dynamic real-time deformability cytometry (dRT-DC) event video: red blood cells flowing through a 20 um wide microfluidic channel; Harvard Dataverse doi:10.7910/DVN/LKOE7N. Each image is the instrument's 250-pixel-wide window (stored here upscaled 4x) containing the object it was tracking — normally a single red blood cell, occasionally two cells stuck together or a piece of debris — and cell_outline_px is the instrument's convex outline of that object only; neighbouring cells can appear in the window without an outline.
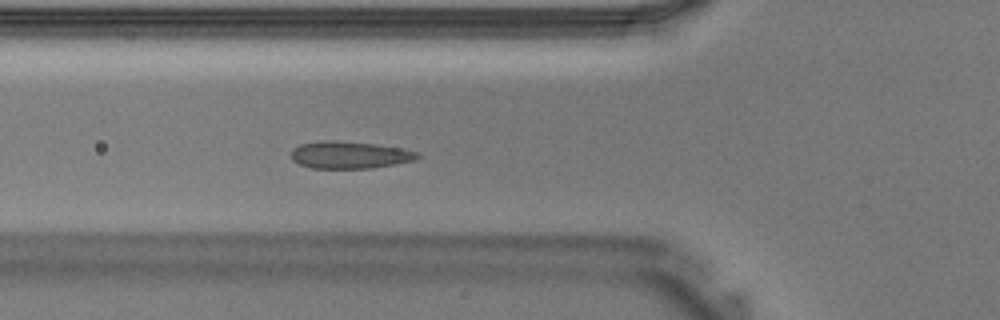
{"species": "Egyptian fruit bat (a non-hibernating species)", "species_latin": "Rousettus aegyptiacus", "temperature_condition": "warm", "stored_images_in_passage": 41, "camera_frame_rate_fps": 3000, "um_per_image_px": 0.085, "animal": {"sex": "male"}, "frame": {"image": 1, "passage_image": 14, "time_ms": 4.333, "image_size_px": [1000, 320], "cell_outline_px": [[420, 156], [416, 160], [396, 164], [372, 168], [312, 168], [300, 164], [292, 160], [292, 148], [300, 144], [324, 140], [336, 140], [372, 144], [400, 148], [416, 152]], "centroid_in_image_um": [29.7, 13.17], "position_along_channel_um": 96.1, "area_um2": 19.88}}
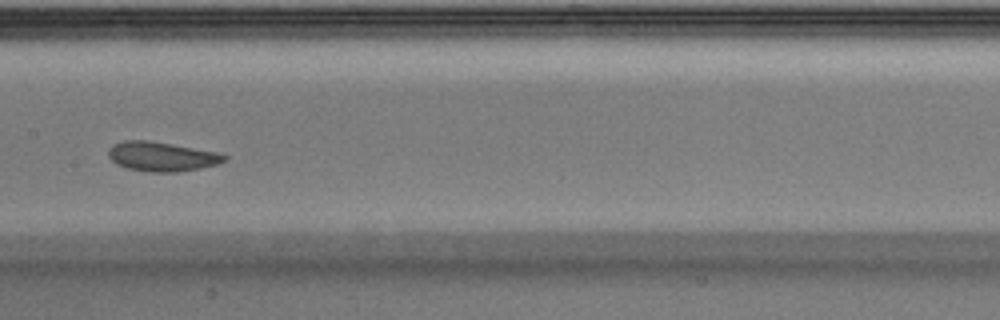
{"frame": {"image": 2, "passage_image": 20, "time_ms": 6.333, "image_size_px": [1000, 320], "cell_outline_px": [[228, 160], [216, 164], [200, 168], [180, 172], [152, 172], [128, 168], [116, 164], [108, 156], [108, 148], [112, 144], [124, 140], [148, 140], [172, 144], [216, 152], [228, 156]], "centroid_in_image_um": [13.73, 13.3], "position_along_channel_um": 193.7, "area_um2": 19.88}}
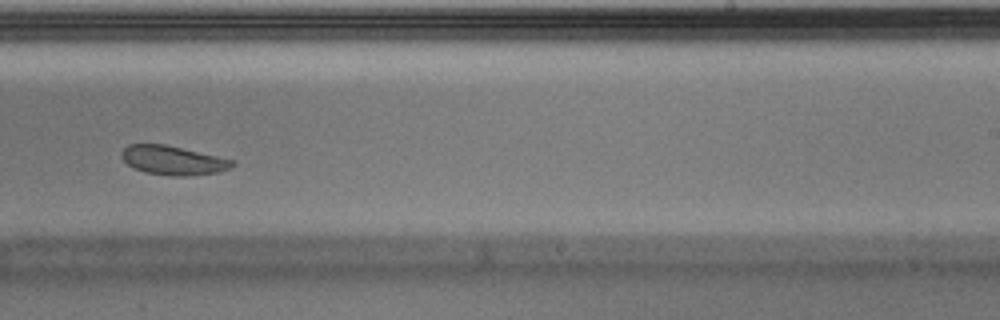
{"frame": {"image": 3, "passage_image": 25, "time_ms": 8.0, "image_size_px": [1000, 320], "cell_outline_px": [[236, 164], [220, 172], [184, 176], [168, 176], [144, 172], [128, 164], [120, 156], [120, 152], [128, 144], [164, 144], [236, 160]], "centroid_in_image_um": [14.71, 13.63], "position_along_channel_um": 274.3, "area_um2": 18.79}}